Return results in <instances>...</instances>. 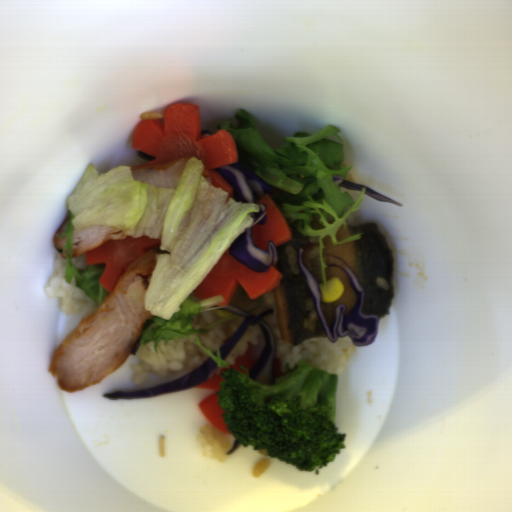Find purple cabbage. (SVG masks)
I'll use <instances>...</instances> for the list:
<instances>
[{"instance_id":"1","label":"purple cabbage","mask_w":512,"mask_h":512,"mask_svg":"<svg viewBox=\"0 0 512 512\" xmlns=\"http://www.w3.org/2000/svg\"><path fill=\"white\" fill-rule=\"evenodd\" d=\"M324 262L328 266L338 267L349 277L350 285L357 294L353 307L346 312L343 303L335 308L334 321L330 325L322 305L320 284L313 272L305 265L303 249L297 248V266L310 291L316 314L330 342L348 336L354 346L360 347L374 343L379 332V316L364 315L365 289L346 261L336 255L324 253Z\"/></svg>"},{"instance_id":"4","label":"purple cabbage","mask_w":512,"mask_h":512,"mask_svg":"<svg viewBox=\"0 0 512 512\" xmlns=\"http://www.w3.org/2000/svg\"><path fill=\"white\" fill-rule=\"evenodd\" d=\"M266 211L267 206L260 203L259 212H250L249 216L253 219L251 225L236 237L229 248L233 259L248 269L261 273L267 271L269 267H275L279 261L275 242L267 240L265 251L256 245L253 238L252 228L255 225H266L267 223Z\"/></svg>"},{"instance_id":"10","label":"purple cabbage","mask_w":512,"mask_h":512,"mask_svg":"<svg viewBox=\"0 0 512 512\" xmlns=\"http://www.w3.org/2000/svg\"><path fill=\"white\" fill-rule=\"evenodd\" d=\"M136 155H137V157H139V158H141L143 160H149V161H153L156 158V156L148 155V154H145V153L140 152L138 150L136 152Z\"/></svg>"},{"instance_id":"5","label":"purple cabbage","mask_w":512,"mask_h":512,"mask_svg":"<svg viewBox=\"0 0 512 512\" xmlns=\"http://www.w3.org/2000/svg\"><path fill=\"white\" fill-rule=\"evenodd\" d=\"M218 364L210 357L187 374L140 391H115L103 394L109 400L143 399L200 386L215 375Z\"/></svg>"},{"instance_id":"7","label":"purple cabbage","mask_w":512,"mask_h":512,"mask_svg":"<svg viewBox=\"0 0 512 512\" xmlns=\"http://www.w3.org/2000/svg\"><path fill=\"white\" fill-rule=\"evenodd\" d=\"M332 180L334 182V184H336L337 186L339 187H342V188H345V189H349V190H354V191H358V192H361L362 188L365 187V191H364V195H366L367 197L379 202V203H392L398 207H402L403 205L364 186V185H361L359 183H356L354 181H349V180H345L343 179L342 177H338L336 176L335 174L332 175Z\"/></svg>"},{"instance_id":"6","label":"purple cabbage","mask_w":512,"mask_h":512,"mask_svg":"<svg viewBox=\"0 0 512 512\" xmlns=\"http://www.w3.org/2000/svg\"><path fill=\"white\" fill-rule=\"evenodd\" d=\"M212 170L230 183L233 187V196L231 197L236 202L259 204L258 201L268 194L265 181L257 177L250 169L235 162Z\"/></svg>"},{"instance_id":"2","label":"purple cabbage","mask_w":512,"mask_h":512,"mask_svg":"<svg viewBox=\"0 0 512 512\" xmlns=\"http://www.w3.org/2000/svg\"><path fill=\"white\" fill-rule=\"evenodd\" d=\"M230 248L220 256L205 279L192 292L196 299L223 296V302L216 304V307H223L228 305L239 284L250 299L280 286L282 275L275 266L268 267L264 272L251 270L232 257Z\"/></svg>"},{"instance_id":"3","label":"purple cabbage","mask_w":512,"mask_h":512,"mask_svg":"<svg viewBox=\"0 0 512 512\" xmlns=\"http://www.w3.org/2000/svg\"><path fill=\"white\" fill-rule=\"evenodd\" d=\"M219 309L244 317L237 330L218 347L222 360L225 361L227 359L250 326L258 325L264 335L265 348L261 356L248 371V375L249 378L256 383L263 385L275 384L276 339L269 323L264 320L266 316L274 314V308H269L259 315H254L253 313L228 302L226 306H221Z\"/></svg>"},{"instance_id":"8","label":"purple cabbage","mask_w":512,"mask_h":512,"mask_svg":"<svg viewBox=\"0 0 512 512\" xmlns=\"http://www.w3.org/2000/svg\"><path fill=\"white\" fill-rule=\"evenodd\" d=\"M154 318L151 316L143 325V328H142V331L140 333V336L137 340V342L135 343L133 349L131 350L130 354L131 356H134L136 351L138 350V348L140 347L141 345V338H142V334L145 330H147L153 323H154Z\"/></svg>"},{"instance_id":"9","label":"purple cabbage","mask_w":512,"mask_h":512,"mask_svg":"<svg viewBox=\"0 0 512 512\" xmlns=\"http://www.w3.org/2000/svg\"><path fill=\"white\" fill-rule=\"evenodd\" d=\"M230 121L235 130L243 129L247 125V119L238 114H234Z\"/></svg>"}]
</instances>
